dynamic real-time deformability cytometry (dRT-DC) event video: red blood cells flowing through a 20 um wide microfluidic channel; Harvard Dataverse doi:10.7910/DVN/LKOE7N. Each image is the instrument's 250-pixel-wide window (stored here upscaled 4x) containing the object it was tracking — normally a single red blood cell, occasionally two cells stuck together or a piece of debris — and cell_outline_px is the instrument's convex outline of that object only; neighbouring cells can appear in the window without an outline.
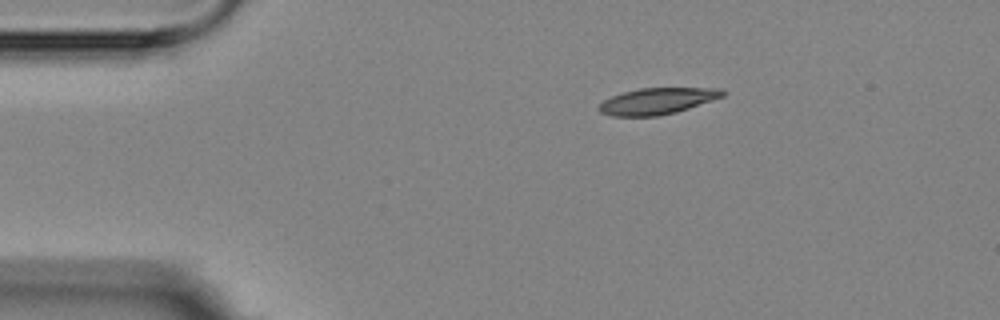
{"species": "Egyptian fruit bat (a non-hibernating species)", "species_latin": "Rousettus aegyptiacus", "temperature_condition": "room temperature", "stored_images_in_passage": 4, "camera_frame_rate_fps": 3000, "um_per_image_px": 0.085, "animal": {"sex": "female"}, "frame": {"image": 1, "passage_image": 4, "time_ms": 3.333, "image_size_px": [1000, 320], "cell_outline_px": [[728, 92], [724, 96], [676, 112], [656, 116], [612, 116], [600, 112], [596, 108], [604, 100], [612, 96], [624, 92], [640, 88], [720, 88]], "centroid_in_image_um": [55.87, 8.59], "position_along_channel_um": 29.1, "area_um2": 18.9}}